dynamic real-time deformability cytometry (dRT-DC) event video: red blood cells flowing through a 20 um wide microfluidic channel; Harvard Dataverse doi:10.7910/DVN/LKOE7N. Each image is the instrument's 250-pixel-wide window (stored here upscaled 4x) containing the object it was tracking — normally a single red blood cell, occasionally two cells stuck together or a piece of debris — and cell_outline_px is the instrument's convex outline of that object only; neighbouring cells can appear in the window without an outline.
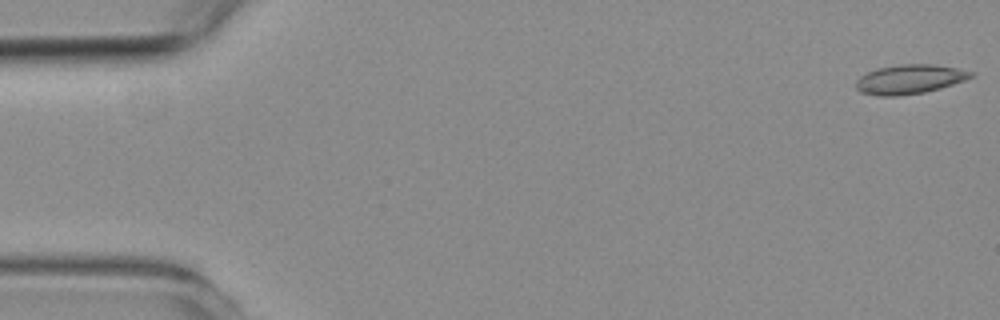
{"species": "common noctule bat (a hibernating species)", "species_latin": "Nyctalus noctula", "temperature_condition": "room temperature", "stored_images_in_passage": 54, "camera_frame_rate_fps": 3000, "um_per_image_px": 0.085, "animal": {"sex": "female", "body_mass_g": 19.3, "forearm_length_mm": 54.1}, "frame": {"image": 1, "passage_image": 1, "time_ms": 0.0, "image_size_px": [1000, 320], "cell_outline_px": [[976, 72], [972, 76], [964, 80], [940, 88], [924, 92], [900, 96], [876, 96], [860, 92], [856, 88], [856, 80], [860, 76], [868, 72], [880, 68], [900, 64], [932, 64], [956, 68]], "centroid_in_image_um": [77.3, 6.74], "position_along_channel_um": 7.7, "area_um2": 19.54}}
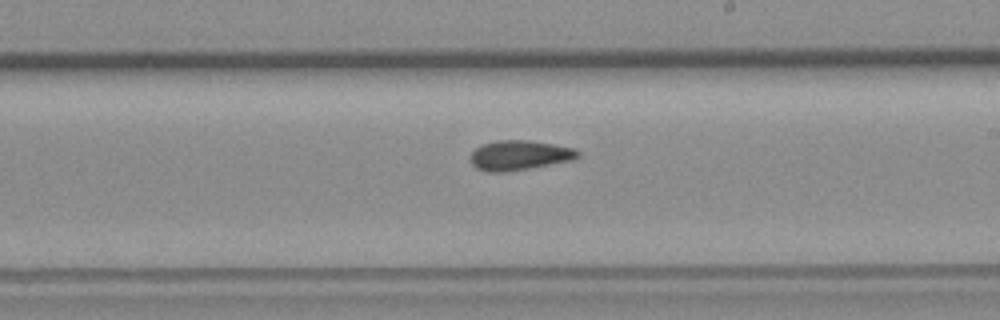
{"frame": {"image": 2, "passage_image": 31, "time_ms": 10.0, "image_size_px": [1000, 320], "cell_outline_px": [[580, 156], [572, 160], [528, 168], [504, 172], [488, 172], [476, 168], [472, 164], [468, 156], [480, 144], [496, 140], [528, 140], [552, 144], [572, 148], [580, 152]], "centroid_in_image_um": [44.09, 13.19], "position_along_channel_um": 244.9, "area_um2": 18.61}}
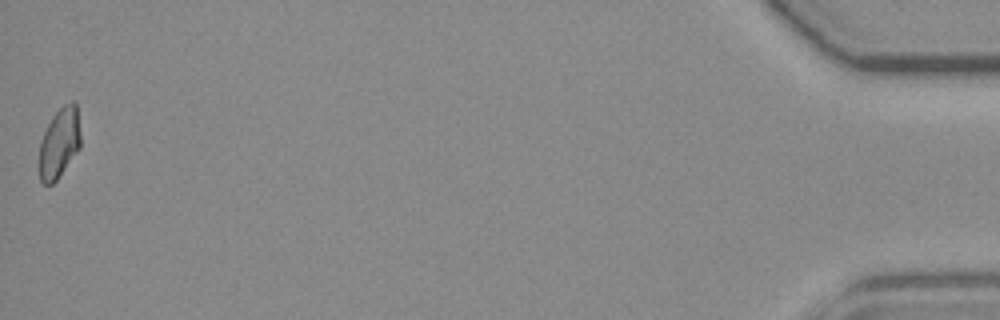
{"frame": {"image": 3, "passage_image": 54, "time_ms": 17.667, "image_size_px": [1000, 320], "cell_outline_px": [[80, 148], [56, 180], [52, 184], [44, 184], [40, 180], [40, 140], [52, 116], [64, 104], [72, 100], [76, 104], [80, 132]], "centroid_in_image_um": [5.05, 12.13], "position_along_channel_um": 430.2, "area_um2": 16.7}, "authors_computed_cell_mechanics": {"area_um2": 18.4093, "velocity_mm_per_s": 3.7908, "shape_relaxation_time_tau1_ms": null, "shape_relaxation_time_tau2_ms": 4.3298, "deformation_change_tau1": null, "deformation_change_tau2": 0.0882}}